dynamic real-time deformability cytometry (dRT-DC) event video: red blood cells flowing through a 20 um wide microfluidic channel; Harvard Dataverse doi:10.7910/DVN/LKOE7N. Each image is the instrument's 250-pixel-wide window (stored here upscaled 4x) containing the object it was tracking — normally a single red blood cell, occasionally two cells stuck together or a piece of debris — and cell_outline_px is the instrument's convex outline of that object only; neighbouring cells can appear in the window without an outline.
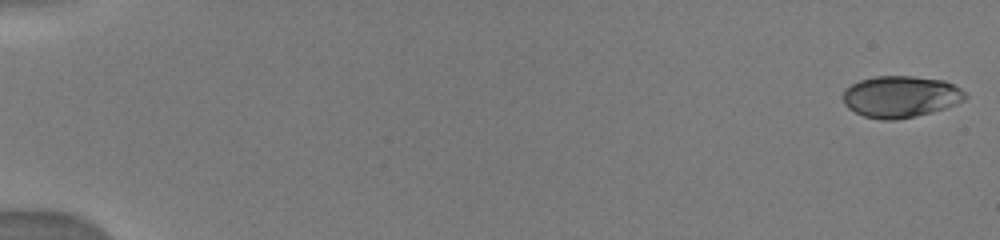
{"species": "human", "species_latin": "Homo sapiens", "temperature_condition": "warm", "stored_images_in_passage": 108, "camera_frame_rate_fps": 3000, "um_per_image_px": 0.085, "donor": {"sex": "male"}, "frame": {"image": 1, "passage_image": 1, "time_ms": 0.0, "image_size_px": [1000, 240], "cell_outline_px": [[968, 96], [964, 100], [956, 104], [932, 112], [916, 116], [896, 120], [880, 120], [864, 116], [848, 108], [844, 104], [840, 96], [844, 88], [860, 80], [876, 76], [912, 76], [944, 80], [960, 88]], "centroid_in_image_um": [76.51, 8.22], "position_along_channel_um": 8.5, "area_um2": 29.88}}
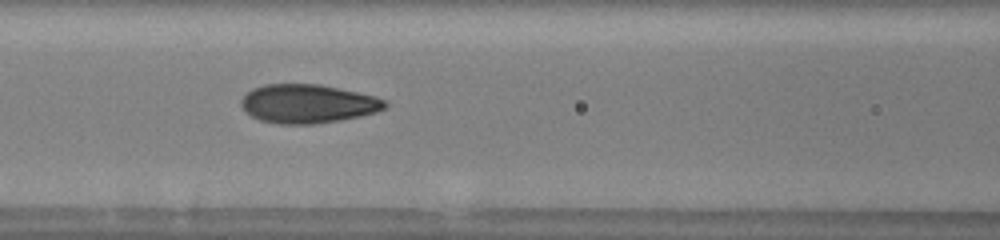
{"frame": {"image": 2, "passage_image": 50, "time_ms": 7.667, "image_size_px": [1000, 240], "cell_outline_px": [[388, 104], [384, 108], [376, 112], [360, 116], [340, 120], [316, 124], [276, 124], [260, 120], [244, 112], [240, 104], [240, 100], [252, 88], [264, 84], [320, 84], [376, 96], [388, 100]], "centroid_in_image_um": [26.15, 8.82], "position_along_channel_um": 140.4, "area_um2": 32.77}}
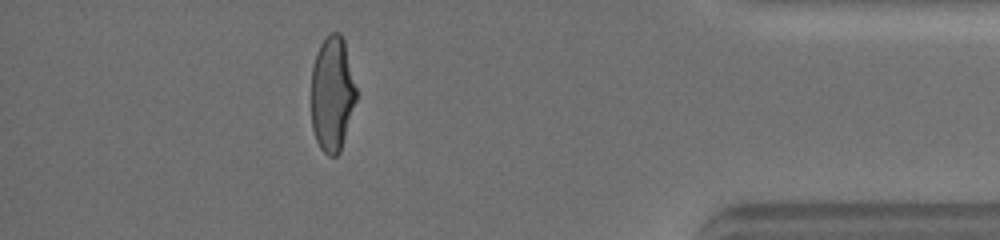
{"frame": {"image": 3, "passage_image": 94, "time_ms": 15.0, "image_size_px": [1000, 240], "cell_outline_px": [[356, 100], [340, 152], [336, 156], [328, 156], [320, 148], [316, 140], [312, 128], [312, 68], [316, 52], [320, 44], [328, 32], [340, 32], [344, 40], [356, 88]], "centroid_in_image_um": [28.23, 7.96], "position_along_channel_um": 407.0, "area_um2": 30.17}}